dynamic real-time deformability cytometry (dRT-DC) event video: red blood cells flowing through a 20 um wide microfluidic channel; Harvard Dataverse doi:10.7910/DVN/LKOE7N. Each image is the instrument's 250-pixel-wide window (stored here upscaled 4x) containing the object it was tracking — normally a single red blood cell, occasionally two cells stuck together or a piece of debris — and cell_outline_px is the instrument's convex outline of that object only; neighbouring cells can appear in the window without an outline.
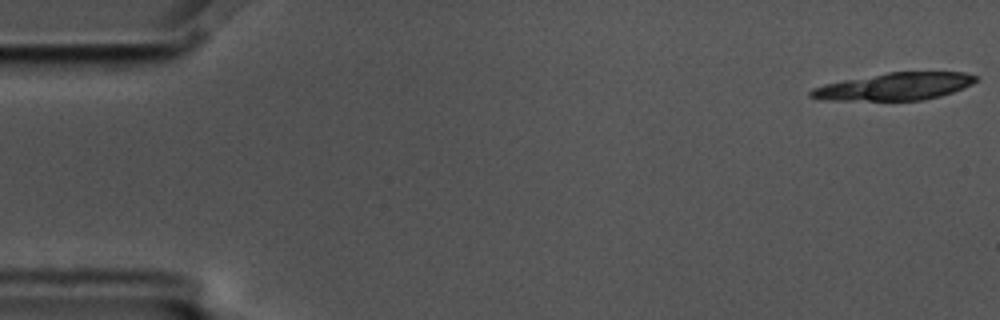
{"species": "common noctule bat (a hibernating species)", "species_latin": "Nyctalus noctula", "temperature_condition": "cold", "stored_images_in_passage": 9, "camera_frame_rate_fps": 3000, "um_per_image_px": 0.085, "animal": {"sex": "male", "body_mass_g": 17.5, "forearm_length_mm": 52.3}, "frame": {"image": 1, "passage_image": 1, "time_ms": 0.0, "image_size_px": [1000, 320], "cell_outline_px": [[980, 76], [972, 84], [952, 92], [940, 96], [924, 100], [820, 100], [808, 96], [808, 92], [812, 88], [824, 84], [844, 80], [888, 72], [964, 72]], "centroid_in_image_um": [76.03, 7.35], "position_along_channel_um": 9.0, "area_um2": 26.3}}
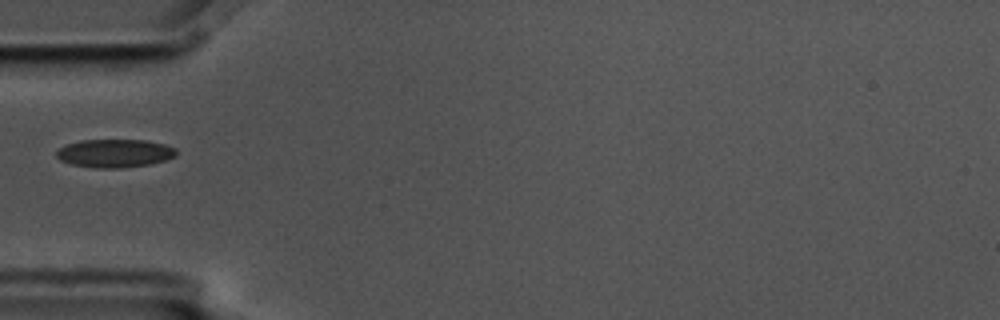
{"frame": {"image": 2, "passage_image": 6, "time_ms": 1.667, "image_size_px": [1000, 320], "cell_outline_px": [[176, 156], [168, 160], [152, 164], [120, 168], [96, 168], [72, 164], [60, 160], [56, 156], [56, 152], [60, 148], [68, 144], [80, 140], [144, 140], [164, 144], [176, 148]], "centroid_in_image_um": [9.78, 13.03], "position_along_channel_um": 75.2, "area_um2": 19.77}}